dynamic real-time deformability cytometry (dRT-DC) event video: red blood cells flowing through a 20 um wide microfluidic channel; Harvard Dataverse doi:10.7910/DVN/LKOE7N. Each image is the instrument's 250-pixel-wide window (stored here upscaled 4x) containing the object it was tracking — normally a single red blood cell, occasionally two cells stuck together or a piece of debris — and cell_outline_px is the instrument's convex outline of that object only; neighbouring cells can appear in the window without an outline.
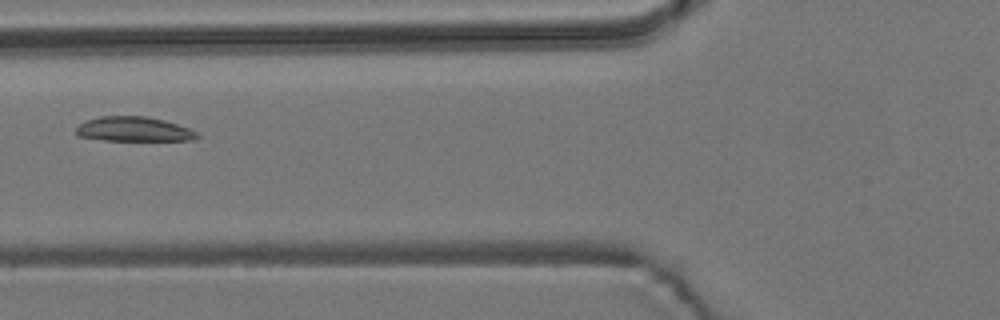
{"species": "common noctule bat (a hibernating species)", "species_latin": "Nyctalus noctula", "temperature_condition": "room temperature", "stored_images_in_passage": 7, "camera_frame_rate_fps": 3000, "um_per_image_px": 0.085, "animal": {"sex": "male", "body_mass_g": 19.2, "forearm_length_mm": 51.8}, "frame": {"image": 1, "passage_image": 6, "time_ms": 6.667, "image_size_px": [1000, 320], "cell_outline_px": [[200, 136], [196, 140], [104, 140], [76, 136], [76, 128], [84, 120], [100, 116], [144, 116], [164, 120], [188, 128], [196, 132]], "centroid_in_image_um": [11.34, 10.98], "position_along_channel_um": 114.5, "area_um2": 17.34}}
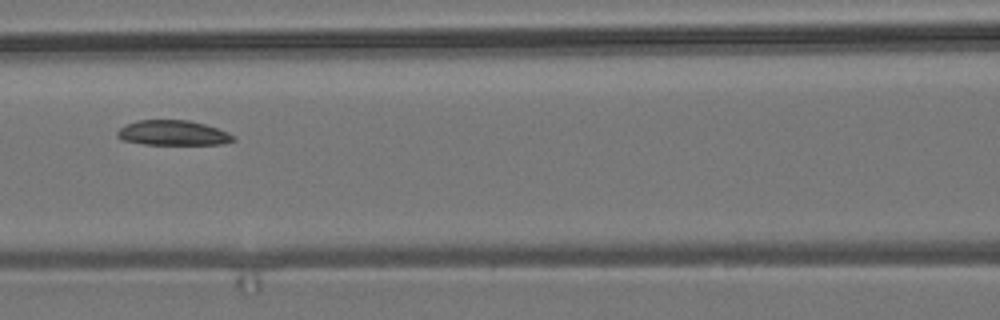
{"frame": {"image": 2, "passage_image": 7, "time_ms": 7.667, "image_size_px": [1000, 320], "cell_outline_px": [[236, 140], [224, 144], [144, 144], [120, 140], [116, 136], [116, 132], [120, 128], [136, 120], [188, 120], [204, 124], [228, 132], [236, 136]], "centroid_in_image_um": [14.7, 11.3], "position_along_channel_um": 151.9, "area_um2": 16.94}}